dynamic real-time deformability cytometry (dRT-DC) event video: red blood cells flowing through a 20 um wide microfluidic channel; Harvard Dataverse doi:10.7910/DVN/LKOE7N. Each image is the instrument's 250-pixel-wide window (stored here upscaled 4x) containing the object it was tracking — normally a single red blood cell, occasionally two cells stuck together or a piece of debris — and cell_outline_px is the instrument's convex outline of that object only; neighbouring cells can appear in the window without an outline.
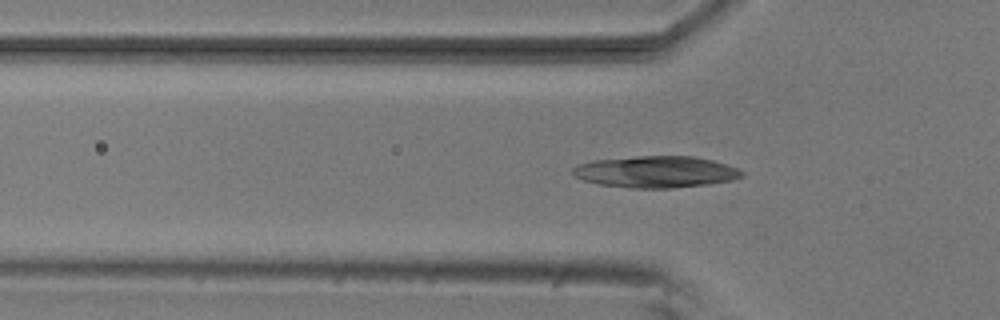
{"species": "common noctule bat (a hibernating species)", "species_latin": "Nyctalus noctula", "temperature_condition": "room temperature", "stored_images_in_passage": 44, "camera_frame_rate_fps": 3000, "um_per_image_px": 0.085, "animal": {"sex": "male", "body_mass_g": 20.5, "forearm_length_mm": 52.5}, "frame": {"image": 1, "passage_image": 17, "time_ms": 5.333, "image_size_px": [1000, 320], "cell_outline_px": [[744, 176], [732, 180], [708, 184], [672, 188], [632, 188], [600, 184], [584, 180], [576, 176], [572, 172], [572, 168], [580, 164], [592, 160], [636, 156], [692, 156], [712, 160], [736, 168], [744, 172]], "centroid_in_image_um": [55.75, 14.6], "position_along_channel_um": 70.0, "area_um2": 30.98}}
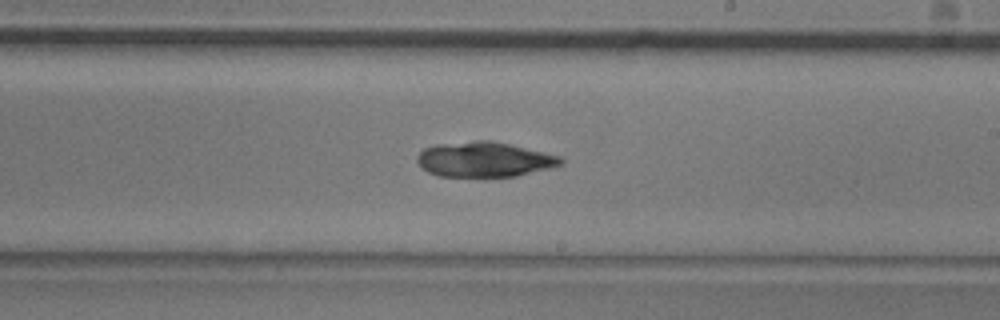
{"frame": {"image": 2, "passage_image": 31, "time_ms": 10.0, "image_size_px": [1000, 320], "cell_outline_px": [[564, 164], [552, 168], [516, 176], [440, 176], [428, 172], [420, 168], [416, 160], [416, 156], [424, 148], [436, 144], [472, 140], [492, 140], [544, 152], [560, 156], [564, 160]], "centroid_in_image_um": [41.16, 13.54], "position_along_channel_um": 247.8, "area_um2": 29.59}}
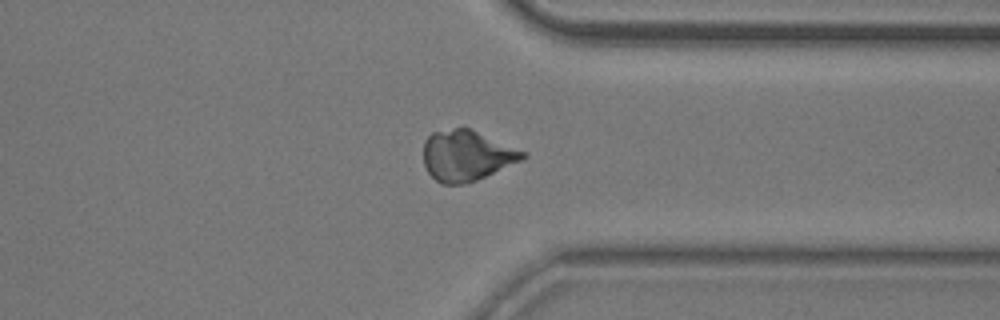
{"frame": {"image": 3, "passage_image": 41, "time_ms": 13.333, "image_size_px": [1000, 320], "cell_outline_px": [[528, 156], [520, 160], [476, 180], [464, 184], [444, 184], [436, 180], [428, 172], [424, 164], [424, 140], [432, 132], [452, 128], [468, 128], [528, 152]], "centroid_in_image_um": [39.64, 13.21], "position_along_channel_um": 371.8, "area_um2": 28.96}}